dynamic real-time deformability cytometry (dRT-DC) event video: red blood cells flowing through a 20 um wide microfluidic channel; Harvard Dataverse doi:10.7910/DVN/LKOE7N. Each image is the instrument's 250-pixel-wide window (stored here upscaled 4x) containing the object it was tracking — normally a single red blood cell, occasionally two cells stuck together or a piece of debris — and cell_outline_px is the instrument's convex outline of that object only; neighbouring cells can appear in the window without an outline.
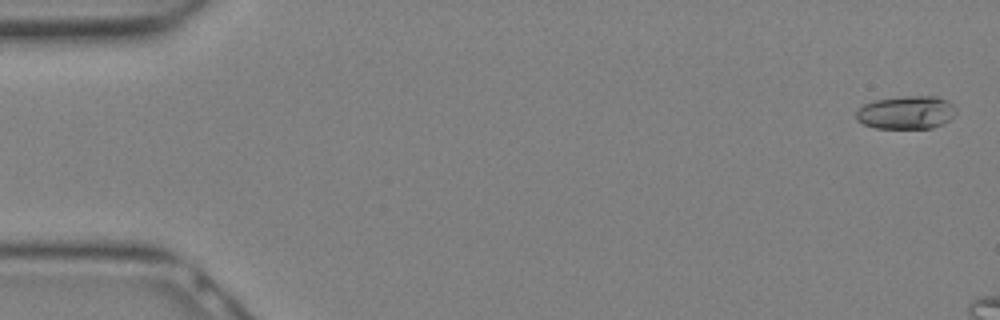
{"species": "Egyptian fruit bat (a non-hibernating species)", "species_latin": "Rousettus aegyptiacus", "temperature_condition": "warm", "stored_images_in_passage": 6, "camera_frame_rate_fps": 3000, "um_per_image_px": 0.085, "animal": {"sex": "female"}, "frame": {"image": 1, "passage_image": 1, "time_ms": 0.0, "image_size_px": [1000, 320], "cell_outline_px": [[956, 112], [944, 124], [932, 128], [876, 128], [864, 124], [856, 120], [856, 112], [864, 104], [876, 100], [908, 96], [936, 96], [948, 100], [956, 108]], "centroid_in_image_um": [77.05, 9.56], "position_along_channel_um": 7.9, "area_um2": 19.25}}